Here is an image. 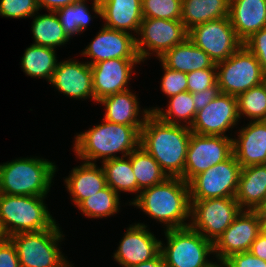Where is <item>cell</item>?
<instances>
[{
	"mask_svg": "<svg viewBox=\"0 0 266 267\" xmlns=\"http://www.w3.org/2000/svg\"><path fill=\"white\" fill-rule=\"evenodd\" d=\"M102 123L80 132L74 138L73 150L84 162L121 158L128 156L140 146L143 126H126L102 119ZM122 156H117V153Z\"/></svg>",
	"mask_w": 266,
	"mask_h": 267,
	"instance_id": "3957f363",
	"label": "cell"
},
{
	"mask_svg": "<svg viewBox=\"0 0 266 267\" xmlns=\"http://www.w3.org/2000/svg\"><path fill=\"white\" fill-rule=\"evenodd\" d=\"M230 0H182L181 21L187 30L229 16Z\"/></svg>",
	"mask_w": 266,
	"mask_h": 267,
	"instance_id": "4316f807",
	"label": "cell"
},
{
	"mask_svg": "<svg viewBox=\"0 0 266 267\" xmlns=\"http://www.w3.org/2000/svg\"><path fill=\"white\" fill-rule=\"evenodd\" d=\"M39 10L46 9L48 12H55L64 6L71 5L78 0H36Z\"/></svg>",
	"mask_w": 266,
	"mask_h": 267,
	"instance_id": "f6af8a7d",
	"label": "cell"
},
{
	"mask_svg": "<svg viewBox=\"0 0 266 267\" xmlns=\"http://www.w3.org/2000/svg\"><path fill=\"white\" fill-rule=\"evenodd\" d=\"M188 39L206 52L215 64L228 59L243 45L229 17L195 25L188 30Z\"/></svg>",
	"mask_w": 266,
	"mask_h": 267,
	"instance_id": "7c38bea8",
	"label": "cell"
},
{
	"mask_svg": "<svg viewBox=\"0 0 266 267\" xmlns=\"http://www.w3.org/2000/svg\"><path fill=\"white\" fill-rule=\"evenodd\" d=\"M147 228L144 223L130 225L113 253L114 261L129 267L155 258L161 252V240Z\"/></svg>",
	"mask_w": 266,
	"mask_h": 267,
	"instance_id": "2e32d148",
	"label": "cell"
},
{
	"mask_svg": "<svg viewBox=\"0 0 266 267\" xmlns=\"http://www.w3.org/2000/svg\"><path fill=\"white\" fill-rule=\"evenodd\" d=\"M120 195L108 185L84 199L78 206V210L88 218H104L115 215L120 210Z\"/></svg>",
	"mask_w": 266,
	"mask_h": 267,
	"instance_id": "d6a6232c",
	"label": "cell"
},
{
	"mask_svg": "<svg viewBox=\"0 0 266 267\" xmlns=\"http://www.w3.org/2000/svg\"><path fill=\"white\" fill-rule=\"evenodd\" d=\"M102 168L105 173L106 182L118 195L119 192H131L138 197L137 179L132 170L130 154L126 157L109 159L102 162Z\"/></svg>",
	"mask_w": 266,
	"mask_h": 267,
	"instance_id": "4dcf8cb0",
	"label": "cell"
},
{
	"mask_svg": "<svg viewBox=\"0 0 266 267\" xmlns=\"http://www.w3.org/2000/svg\"><path fill=\"white\" fill-rule=\"evenodd\" d=\"M36 0H0V16L6 18H28L39 14Z\"/></svg>",
	"mask_w": 266,
	"mask_h": 267,
	"instance_id": "8d00e7d4",
	"label": "cell"
},
{
	"mask_svg": "<svg viewBox=\"0 0 266 267\" xmlns=\"http://www.w3.org/2000/svg\"><path fill=\"white\" fill-rule=\"evenodd\" d=\"M72 168L71 173L64 179L67 192L72 196L77 207L84 199L94 195L107 186L104 170L96 163L84 162Z\"/></svg>",
	"mask_w": 266,
	"mask_h": 267,
	"instance_id": "d4e9b609",
	"label": "cell"
},
{
	"mask_svg": "<svg viewBox=\"0 0 266 267\" xmlns=\"http://www.w3.org/2000/svg\"><path fill=\"white\" fill-rule=\"evenodd\" d=\"M232 138L191 133L181 178L189 183L209 167L229 159L233 155Z\"/></svg>",
	"mask_w": 266,
	"mask_h": 267,
	"instance_id": "4fadbf2b",
	"label": "cell"
},
{
	"mask_svg": "<svg viewBox=\"0 0 266 267\" xmlns=\"http://www.w3.org/2000/svg\"><path fill=\"white\" fill-rule=\"evenodd\" d=\"M191 133L188 126L166 123L150 112L141 129L140 145L168 177L181 178Z\"/></svg>",
	"mask_w": 266,
	"mask_h": 267,
	"instance_id": "6da1fadb",
	"label": "cell"
},
{
	"mask_svg": "<svg viewBox=\"0 0 266 267\" xmlns=\"http://www.w3.org/2000/svg\"><path fill=\"white\" fill-rule=\"evenodd\" d=\"M254 256L266 261V235L260 232L249 250Z\"/></svg>",
	"mask_w": 266,
	"mask_h": 267,
	"instance_id": "ee69618b",
	"label": "cell"
},
{
	"mask_svg": "<svg viewBox=\"0 0 266 267\" xmlns=\"http://www.w3.org/2000/svg\"><path fill=\"white\" fill-rule=\"evenodd\" d=\"M168 102V109L166 110H163L162 107H153L148 109L160 120L166 123L176 125H179L180 123V125L190 127L196 115L193 93L188 91L181 92L175 96L170 97Z\"/></svg>",
	"mask_w": 266,
	"mask_h": 267,
	"instance_id": "1f68e13d",
	"label": "cell"
},
{
	"mask_svg": "<svg viewBox=\"0 0 266 267\" xmlns=\"http://www.w3.org/2000/svg\"><path fill=\"white\" fill-rule=\"evenodd\" d=\"M259 216L261 220V232L266 235V207L259 209Z\"/></svg>",
	"mask_w": 266,
	"mask_h": 267,
	"instance_id": "7dc6e473",
	"label": "cell"
},
{
	"mask_svg": "<svg viewBox=\"0 0 266 267\" xmlns=\"http://www.w3.org/2000/svg\"><path fill=\"white\" fill-rule=\"evenodd\" d=\"M220 94L218 83L204 91L193 93V101L196 112L203 109Z\"/></svg>",
	"mask_w": 266,
	"mask_h": 267,
	"instance_id": "7bdbcfd3",
	"label": "cell"
},
{
	"mask_svg": "<svg viewBox=\"0 0 266 267\" xmlns=\"http://www.w3.org/2000/svg\"><path fill=\"white\" fill-rule=\"evenodd\" d=\"M216 68L220 92L235 97L261 84L265 75L257 58L244 45L228 59L216 63Z\"/></svg>",
	"mask_w": 266,
	"mask_h": 267,
	"instance_id": "52a82bcc",
	"label": "cell"
},
{
	"mask_svg": "<svg viewBox=\"0 0 266 267\" xmlns=\"http://www.w3.org/2000/svg\"><path fill=\"white\" fill-rule=\"evenodd\" d=\"M91 65L72 59L60 61L54 71L50 84L58 92L75 99L94 101Z\"/></svg>",
	"mask_w": 266,
	"mask_h": 267,
	"instance_id": "d6986e66",
	"label": "cell"
},
{
	"mask_svg": "<svg viewBox=\"0 0 266 267\" xmlns=\"http://www.w3.org/2000/svg\"><path fill=\"white\" fill-rule=\"evenodd\" d=\"M129 267H166L161 252L153 259Z\"/></svg>",
	"mask_w": 266,
	"mask_h": 267,
	"instance_id": "bcb514c9",
	"label": "cell"
},
{
	"mask_svg": "<svg viewBox=\"0 0 266 267\" xmlns=\"http://www.w3.org/2000/svg\"><path fill=\"white\" fill-rule=\"evenodd\" d=\"M32 18L31 31L34 45L56 49L58 46L60 47L69 42L70 38L65 33L55 12L49 11L48 14H35Z\"/></svg>",
	"mask_w": 266,
	"mask_h": 267,
	"instance_id": "f1b7e54d",
	"label": "cell"
},
{
	"mask_svg": "<svg viewBox=\"0 0 266 267\" xmlns=\"http://www.w3.org/2000/svg\"><path fill=\"white\" fill-rule=\"evenodd\" d=\"M86 2L87 0H78L55 11L60 24L70 39H72L73 35L82 34L93 19Z\"/></svg>",
	"mask_w": 266,
	"mask_h": 267,
	"instance_id": "836d02e7",
	"label": "cell"
},
{
	"mask_svg": "<svg viewBox=\"0 0 266 267\" xmlns=\"http://www.w3.org/2000/svg\"><path fill=\"white\" fill-rule=\"evenodd\" d=\"M138 99V96L136 97V94L129 89L104 97L97 104L105 106L103 119L107 121L126 126H143L150 110L146 108L142 111Z\"/></svg>",
	"mask_w": 266,
	"mask_h": 267,
	"instance_id": "cb8c5ba5",
	"label": "cell"
},
{
	"mask_svg": "<svg viewBox=\"0 0 266 267\" xmlns=\"http://www.w3.org/2000/svg\"><path fill=\"white\" fill-rule=\"evenodd\" d=\"M164 74L161 78L160 88L167 97L175 96L181 92L187 91V74L172 70L161 62Z\"/></svg>",
	"mask_w": 266,
	"mask_h": 267,
	"instance_id": "74e56055",
	"label": "cell"
},
{
	"mask_svg": "<svg viewBox=\"0 0 266 267\" xmlns=\"http://www.w3.org/2000/svg\"><path fill=\"white\" fill-rule=\"evenodd\" d=\"M58 225L39 232L18 233L9 237L16 247L20 267H53L65 257L58 247L64 239Z\"/></svg>",
	"mask_w": 266,
	"mask_h": 267,
	"instance_id": "ba28073f",
	"label": "cell"
},
{
	"mask_svg": "<svg viewBox=\"0 0 266 267\" xmlns=\"http://www.w3.org/2000/svg\"><path fill=\"white\" fill-rule=\"evenodd\" d=\"M233 140V155L241 167L266 164V120L249 121Z\"/></svg>",
	"mask_w": 266,
	"mask_h": 267,
	"instance_id": "44dd1931",
	"label": "cell"
},
{
	"mask_svg": "<svg viewBox=\"0 0 266 267\" xmlns=\"http://www.w3.org/2000/svg\"><path fill=\"white\" fill-rule=\"evenodd\" d=\"M187 38L188 30L181 20L143 18L136 36L137 53L142 62L153 54L160 58Z\"/></svg>",
	"mask_w": 266,
	"mask_h": 267,
	"instance_id": "30bf717a",
	"label": "cell"
},
{
	"mask_svg": "<svg viewBox=\"0 0 266 267\" xmlns=\"http://www.w3.org/2000/svg\"><path fill=\"white\" fill-rule=\"evenodd\" d=\"M261 232L259 210H241L231 225L213 243L215 258L220 265L236 253L249 251Z\"/></svg>",
	"mask_w": 266,
	"mask_h": 267,
	"instance_id": "5bb4252c",
	"label": "cell"
},
{
	"mask_svg": "<svg viewBox=\"0 0 266 267\" xmlns=\"http://www.w3.org/2000/svg\"><path fill=\"white\" fill-rule=\"evenodd\" d=\"M190 203L189 226L213 243L242 210L235 197L190 200Z\"/></svg>",
	"mask_w": 266,
	"mask_h": 267,
	"instance_id": "9c48e42d",
	"label": "cell"
},
{
	"mask_svg": "<svg viewBox=\"0 0 266 267\" xmlns=\"http://www.w3.org/2000/svg\"><path fill=\"white\" fill-rule=\"evenodd\" d=\"M56 50L53 48L30 45L21 58V68L27 76L45 79L50 83L57 67Z\"/></svg>",
	"mask_w": 266,
	"mask_h": 267,
	"instance_id": "83f0119b",
	"label": "cell"
},
{
	"mask_svg": "<svg viewBox=\"0 0 266 267\" xmlns=\"http://www.w3.org/2000/svg\"><path fill=\"white\" fill-rule=\"evenodd\" d=\"M167 244L161 241V254L166 267H218L208 260L214 253L213 242L190 226L164 230Z\"/></svg>",
	"mask_w": 266,
	"mask_h": 267,
	"instance_id": "8992f818",
	"label": "cell"
},
{
	"mask_svg": "<svg viewBox=\"0 0 266 267\" xmlns=\"http://www.w3.org/2000/svg\"><path fill=\"white\" fill-rule=\"evenodd\" d=\"M92 2V11L105 21L104 26L131 35L133 31L138 35L143 19L142 0H93Z\"/></svg>",
	"mask_w": 266,
	"mask_h": 267,
	"instance_id": "ffe728a7",
	"label": "cell"
},
{
	"mask_svg": "<svg viewBox=\"0 0 266 267\" xmlns=\"http://www.w3.org/2000/svg\"><path fill=\"white\" fill-rule=\"evenodd\" d=\"M221 267H266V261L254 256L250 251L236 253L225 259Z\"/></svg>",
	"mask_w": 266,
	"mask_h": 267,
	"instance_id": "60d3db41",
	"label": "cell"
},
{
	"mask_svg": "<svg viewBox=\"0 0 266 267\" xmlns=\"http://www.w3.org/2000/svg\"><path fill=\"white\" fill-rule=\"evenodd\" d=\"M80 54L92 59L89 65L116 58L140 59L134 35L104 25Z\"/></svg>",
	"mask_w": 266,
	"mask_h": 267,
	"instance_id": "e0dca14e",
	"label": "cell"
},
{
	"mask_svg": "<svg viewBox=\"0 0 266 267\" xmlns=\"http://www.w3.org/2000/svg\"><path fill=\"white\" fill-rule=\"evenodd\" d=\"M241 169L234 155L209 167L188 183L190 200L235 197Z\"/></svg>",
	"mask_w": 266,
	"mask_h": 267,
	"instance_id": "8fae6325",
	"label": "cell"
},
{
	"mask_svg": "<svg viewBox=\"0 0 266 267\" xmlns=\"http://www.w3.org/2000/svg\"><path fill=\"white\" fill-rule=\"evenodd\" d=\"M46 197L0 193V232L3 238L52 228L57 222L45 205Z\"/></svg>",
	"mask_w": 266,
	"mask_h": 267,
	"instance_id": "5b68a950",
	"label": "cell"
},
{
	"mask_svg": "<svg viewBox=\"0 0 266 267\" xmlns=\"http://www.w3.org/2000/svg\"><path fill=\"white\" fill-rule=\"evenodd\" d=\"M235 199L242 210L266 207V164L241 169Z\"/></svg>",
	"mask_w": 266,
	"mask_h": 267,
	"instance_id": "603a6c76",
	"label": "cell"
},
{
	"mask_svg": "<svg viewBox=\"0 0 266 267\" xmlns=\"http://www.w3.org/2000/svg\"><path fill=\"white\" fill-rule=\"evenodd\" d=\"M143 18L181 20L182 0H142Z\"/></svg>",
	"mask_w": 266,
	"mask_h": 267,
	"instance_id": "d590c367",
	"label": "cell"
},
{
	"mask_svg": "<svg viewBox=\"0 0 266 267\" xmlns=\"http://www.w3.org/2000/svg\"><path fill=\"white\" fill-rule=\"evenodd\" d=\"M140 59H109L91 65L94 101L129 90L131 73Z\"/></svg>",
	"mask_w": 266,
	"mask_h": 267,
	"instance_id": "ac0fdd59",
	"label": "cell"
},
{
	"mask_svg": "<svg viewBox=\"0 0 266 267\" xmlns=\"http://www.w3.org/2000/svg\"><path fill=\"white\" fill-rule=\"evenodd\" d=\"M239 118L251 121L266 120V87L263 82L250 88L237 97Z\"/></svg>",
	"mask_w": 266,
	"mask_h": 267,
	"instance_id": "e575fe53",
	"label": "cell"
},
{
	"mask_svg": "<svg viewBox=\"0 0 266 267\" xmlns=\"http://www.w3.org/2000/svg\"><path fill=\"white\" fill-rule=\"evenodd\" d=\"M263 84H264V86L266 87V73H265V75H264Z\"/></svg>",
	"mask_w": 266,
	"mask_h": 267,
	"instance_id": "681fc988",
	"label": "cell"
},
{
	"mask_svg": "<svg viewBox=\"0 0 266 267\" xmlns=\"http://www.w3.org/2000/svg\"><path fill=\"white\" fill-rule=\"evenodd\" d=\"M237 97L221 93L203 109L196 112L189 127L192 133L227 136L225 133L239 122Z\"/></svg>",
	"mask_w": 266,
	"mask_h": 267,
	"instance_id": "9a60e30c",
	"label": "cell"
},
{
	"mask_svg": "<svg viewBox=\"0 0 266 267\" xmlns=\"http://www.w3.org/2000/svg\"><path fill=\"white\" fill-rule=\"evenodd\" d=\"M133 173L137 179V193L162 183L168 176L158 162L140 145L130 153Z\"/></svg>",
	"mask_w": 266,
	"mask_h": 267,
	"instance_id": "f546056e",
	"label": "cell"
},
{
	"mask_svg": "<svg viewBox=\"0 0 266 267\" xmlns=\"http://www.w3.org/2000/svg\"><path fill=\"white\" fill-rule=\"evenodd\" d=\"M0 267H20L16 247L9 238L0 240Z\"/></svg>",
	"mask_w": 266,
	"mask_h": 267,
	"instance_id": "b9f144b4",
	"label": "cell"
},
{
	"mask_svg": "<svg viewBox=\"0 0 266 267\" xmlns=\"http://www.w3.org/2000/svg\"><path fill=\"white\" fill-rule=\"evenodd\" d=\"M159 61L172 70L185 73L216 68V64L209 55L195 46L188 38L183 43L169 49L159 58Z\"/></svg>",
	"mask_w": 266,
	"mask_h": 267,
	"instance_id": "484cf974",
	"label": "cell"
},
{
	"mask_svg": "<svg viewBox=\"0 0 266 267\" xmlns=\"http://www.w3.org/2000/svg\"><path fill=\"white\" fill-rule=\"evenodd\" d=\"M150 218L159 221L164 229L188 227L190 221L189 184L182 178L168 177L162 183L140 191L138 197L129 202Z\"/></svg>",
	"mask_w": 266,
	"mask_h": 267,
	"instance_id": "7a4b0ae2",
	"label": "cell"
},
{
	"mask_svg": "<svg viewBox=\"0 0 266 267\" xmlns=\"http://www.w3.org/2000/svg\"><path fill=\"white\" fill-rule=\"evenodd\" d=\"M228 17L244 43L266 26V0H230Z\"/></svg>",
	"mask_w": 266,
	"mask_h": 267,
	"instance_id": "7402d4cb",
	"label": "cell"
},
{
	"mask_svg": "<svg viewBox=\"0 0 266 267\" xmlns=\"http://www.w3.org/2000/svg\"><path fill=\"white\" fill-rule=\"evenodd\" d=\"M53 267H74L73 264L68 262V260L64 257L61 261H59L55 266Z\"/></svg>",
	"mask_w": 266,
	"mask_h": 267,
	"instance_id": "c3c4849f",
	"label": "cell"
},
{
	"mask_svg": "<svg viewBox=\"0 0 266 267\" xmlns=\"http://www.w3.org/2000/svg\"><path fill=\"white\" fill-rule=\"evenodd\" d=\"M243 45L254 54L266 73V26L254 33Z\"/></svg>",
	"mask_w": 266,
	"mask_h": 267,
	"instance_id": "ab89813d",
	"label": "cell"
},
{
	"mask_svg": "<svg viewBox=\"0 0 266 267\" xmlns=\"http://www.w3.org/2000/svg\"><path fill=\"white\" fill-rule=\"evenodd\" d=\"M187 74V91L196 93L204 91L217 83V68L191 71Z\"/></svg>",
	"mask_w": 266,
	"mask_h": 267,
	"instance_id": "f35d334b",
	"label": "cell"
},
{
	"mask_svg": "<svg viewBox=\"0 0 266 267\" xmlns=\"http://www.w3.org/2000/svg\"><path fill=\"white\" fill-rule=\"evenodd\" d=\"M57 166L40 157L18 158L0 164V193L47 196Z\"/></svg>",
	"mask_w": 266,
	"mask_h": 267,
	"instance_id": "277c9868",
	"label": "cell"
}]
</instances>
